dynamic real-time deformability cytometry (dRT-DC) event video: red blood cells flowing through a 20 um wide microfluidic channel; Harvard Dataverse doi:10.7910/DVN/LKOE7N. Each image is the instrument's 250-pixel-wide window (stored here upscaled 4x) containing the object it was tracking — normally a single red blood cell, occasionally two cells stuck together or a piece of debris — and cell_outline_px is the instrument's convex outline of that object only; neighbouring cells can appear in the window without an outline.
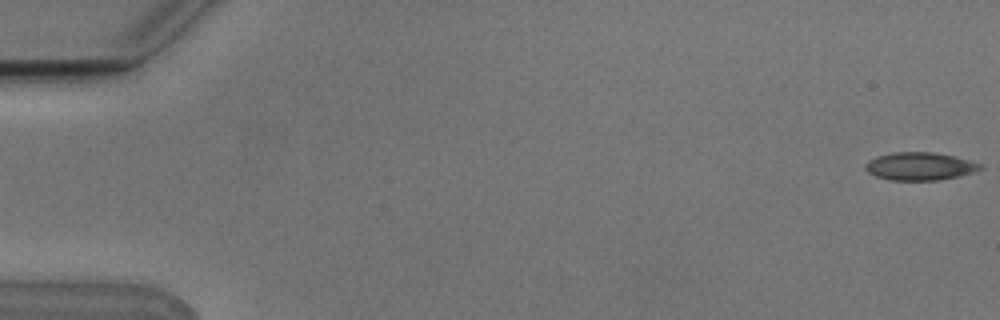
{"species": "Egyptian fruit bat (a non-hibernating species)", "species_latin": "Rousettus aegyptiacus", "temperature_condition": "cold", "stored_images_in_passage": 10, "camera_frame_rate_fps": 3000, "um_per_image_px": 0.085, "animal": {"sex": "male"}, "frame": {"image": 1, "passage_image": 1, "time_ms": 0.0, "image_size_px": [1000, 320], "cell_outline_px": [[984, 168], [960, 176], [940, 180], [892, 180], [876, 176], [868, 172], [864, 168], [864, 164], [868, 160], [876, 156], [892, 152], [932, 152], [952, 156], [984, 164]], "centroid_in_image_um": [78.17, 14.13], "position_along_channel_um": 6.8, "area_um2": 18.73}}
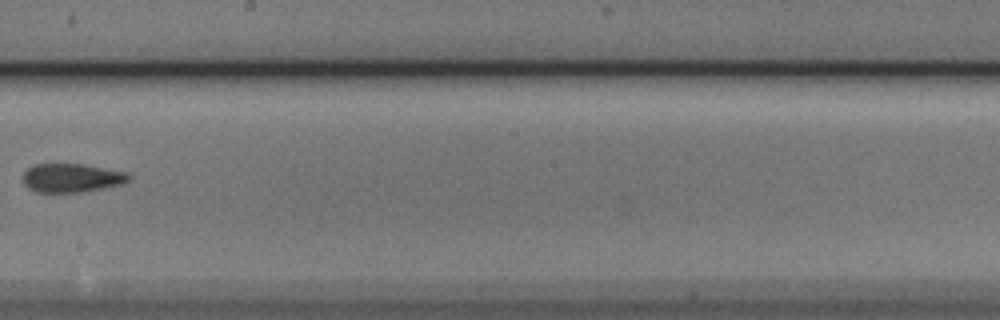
{"frame": {"image": 2, "passage_image": 9, "time_ms": 2.667, "image_size_px": [1000, 320], "cell_outline_px": [[132, 176], [124, 184], [104, 188], [80, 192], [36, 192], [28, 188], [24, 184], [24, 172], [28, 168], [36, 164], [84, 164], [128, 172]], "centroid_in_image_um": [6.13, 15.12], "position_along_channel_um": 242.1, "area_um2": 17.8}}
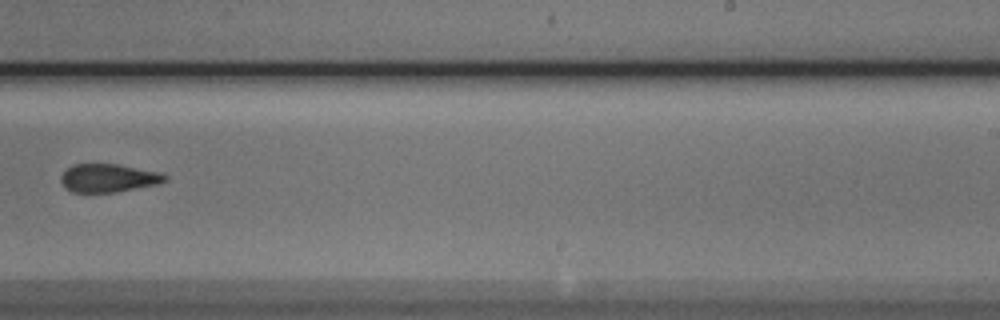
{"frame": {"image": 3, "passage_image": 10, "time_ms": 3.0, "image_size_px": [1000, 320], "cell_outline_px": [[168, 180], [156, 184], [116, 192], [72, 192], [64, 188], [60, 180], [60, 176], [72, 164], [116, 164], [160, 172], [168, 176]], "centroid_in_image_um": [9.19, 15.13], "position_along_channel_um": 279.8, "area_um2": 17.11}}